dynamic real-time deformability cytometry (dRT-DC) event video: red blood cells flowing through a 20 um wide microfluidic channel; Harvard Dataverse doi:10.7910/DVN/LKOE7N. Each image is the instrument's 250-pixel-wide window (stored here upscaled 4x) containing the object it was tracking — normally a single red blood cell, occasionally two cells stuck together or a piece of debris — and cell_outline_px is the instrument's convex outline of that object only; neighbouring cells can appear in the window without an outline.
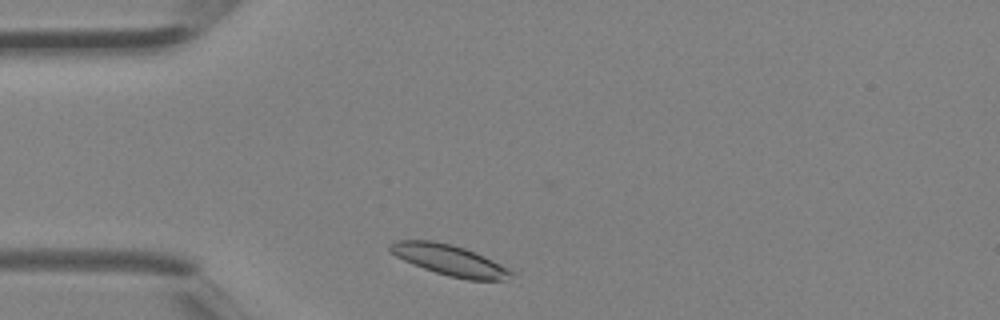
{"species": "Egyptian fruit bat (a non-hibernating species)", "species_latin": "Rousettus aegyptiacus", "temperature_condition": "room temperature", "stored_images_in_passage": 1, "camera_frame_rate_fps": 3000, "um_per_image_px": 0.085, "animal": {"sex": "female"}, "frame": {"image": 1, "passage_image": 1, "time_ms": 0.0, "image_size_px": [1000, 320], "cell_outline_px": [[516, 272], [504, 280], [468, 280], [448, 276], [424, 268], [404, 260], [388, 252], [388, 244], [396, 240], [432, 240], [452, 244], [476, 252]], "centroid_in_image_um": [38.19, 22.1], "position_along_channel_um": 46.8, "area_um2": 21.73}}